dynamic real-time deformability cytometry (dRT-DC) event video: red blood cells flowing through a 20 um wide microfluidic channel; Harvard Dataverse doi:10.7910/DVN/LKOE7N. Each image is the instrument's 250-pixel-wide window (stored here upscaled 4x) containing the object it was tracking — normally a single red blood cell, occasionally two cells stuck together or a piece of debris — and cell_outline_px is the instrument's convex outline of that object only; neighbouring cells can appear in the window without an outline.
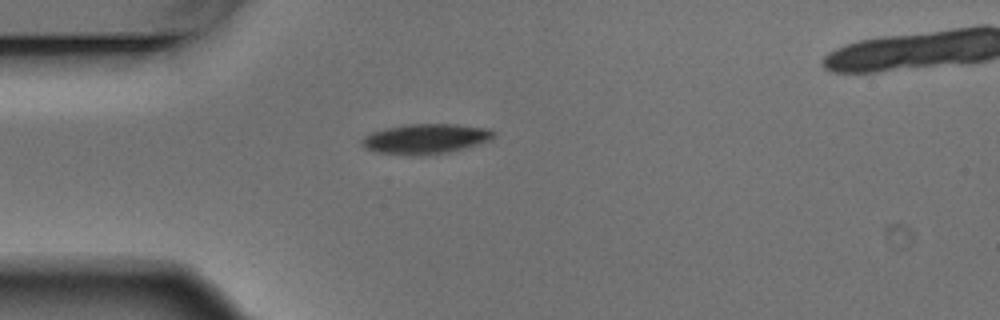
{"species": "Egyptian fruit bat (a non-hibernating species)", "species_latin": "Rousettus aegyptiacus", "temperature_condition": "warm", "stored_images_in_passage": 2, "camera_frame_rate_fps": 3000, "um_per_image_px": 0.085, "animal": {"sex": "male"}, "frame": {"image": 1, "passage_image": 1, "time_ms": 0.0, "image_size_px": [1000, 320], "cell_outline_px": [[496, 136], [492, 140], [480, 144], [448, 152], [416, 156], [408, 156], [376, 152], [364, 148], [360, 144], [360, 140], [364, 136], [372, 132], [388, 128], [408, 124], [452, 124], [488, 128], [496, 132]], "centroid_in_image_um": [36.18, 11.81], "position_along_channel_um": 48.8, "area_um2": 23.29}}